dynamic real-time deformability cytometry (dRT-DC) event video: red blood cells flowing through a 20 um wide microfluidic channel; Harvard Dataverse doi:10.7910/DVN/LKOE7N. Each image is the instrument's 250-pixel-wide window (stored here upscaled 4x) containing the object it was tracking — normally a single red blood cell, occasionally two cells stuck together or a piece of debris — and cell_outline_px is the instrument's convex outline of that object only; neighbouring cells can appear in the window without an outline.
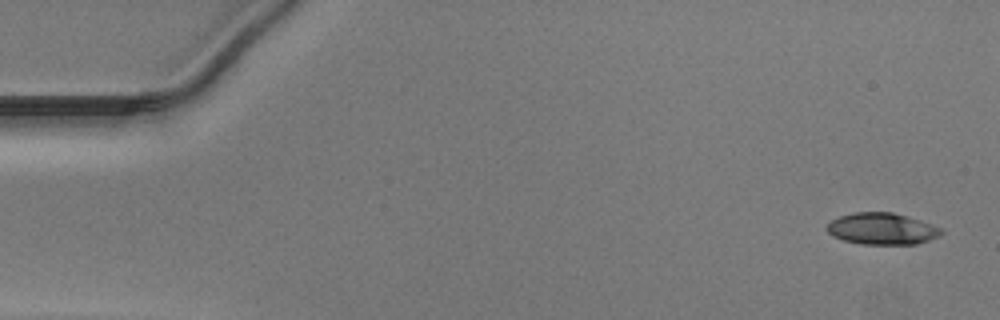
{"species": "Egyptian fruit bat (a non-hibernating species)", "species_latin": "Rousettus aegyptiacus", "temperature_condition": "warm", "stored_images_in_passage": 49, "camera_frame_rate_fps": 3000, "um_per_image_px": 0.085, "animal": {"sex": "male"}, "frame": {"image": 1, "passage_image": 1, "time_ms": 0.0, "image_size_px": [1000, 320], "cell_outline_px": [[944, 232], [940, 236], [916, 244], [860, 244], [844, 240], [832, 236], [824, 228], [832, 220], [840, 216], [852, 212], [892, 212], [908, 216], [944, 228]], "centroid_in_image_um": [74.99, 19.44], "position_along_channel_um": 10.0, "area_um2": 21.27}}
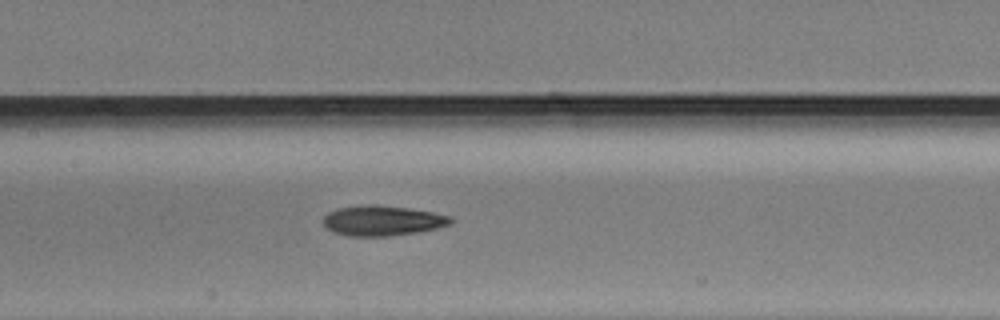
{"frame": {"image": 2, "passage_image": 23, "time_ms": 7.333, "image_size_px": [1000, 320], "cell_outline_px": [[456, 220], [452, 224], [436, 228], [416, 232], [384, 236], [348, 236], [332, 232], [320, 220], [328, 212], [336, 208], [360, 204], [372, 204], [408, 208], [432, 212], [452, 216]], "centroid_in_image_um": [32.48, 18.74], "position_along_channel_um": 174.9, "area_um2": 22.66}}
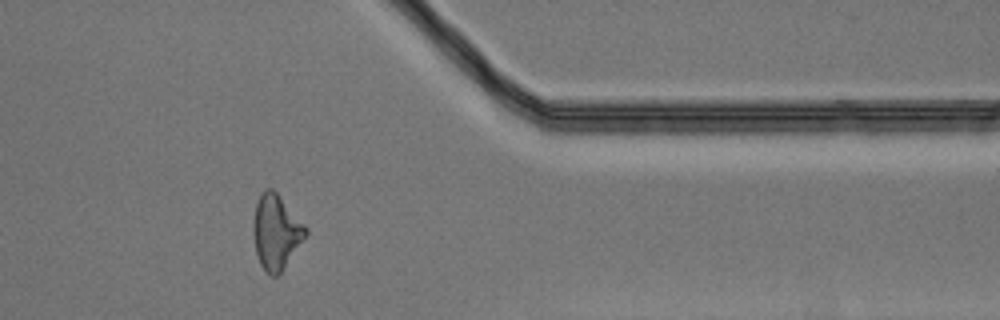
{"frame": {"image": 3, "passage_image": 40, "time_ms": 13.0, "image_size_px": [1000, 320], "cell_outline_px": [[308, 232], [280, 272], [276, 276], [272, 276], [260, 264], [256, 252], [252, 228], [252, 224], [256, 204], [264, 188], [272, 188], [276, 192], [308, 228]], "centroid_in_image_um": [23.44, 19.68], "position_along_channel_um": 388.0, "area_um2": 22.25}}